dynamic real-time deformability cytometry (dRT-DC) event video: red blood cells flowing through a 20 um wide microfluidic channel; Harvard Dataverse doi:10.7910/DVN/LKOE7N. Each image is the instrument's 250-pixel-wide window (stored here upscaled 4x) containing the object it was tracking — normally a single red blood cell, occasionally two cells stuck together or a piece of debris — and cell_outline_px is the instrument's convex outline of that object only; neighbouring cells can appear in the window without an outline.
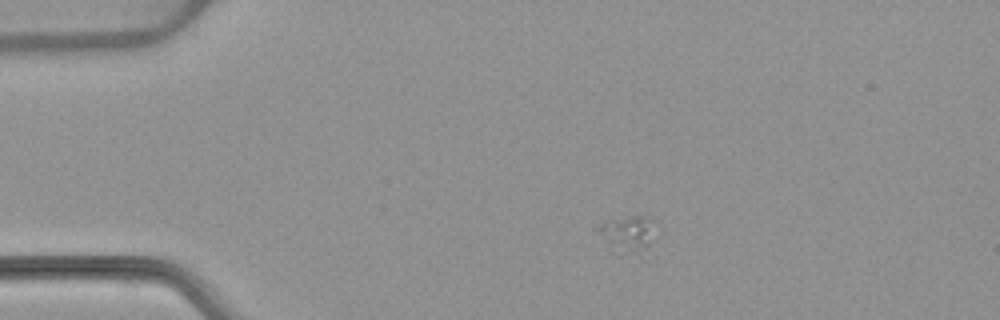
{"species": "common noctule bat (a hibernating species)", "species_latin": "Nyctalus noctula", "temperature_condition": "warm", "stored_images_in_passage": 45, "camera_frame_rate_fps": 3000, "um_per_image_px": 0.085, "animal": {"sex": "female", "body_mass_g": 22.7, "forearm_length_mm": 54.2}, "frame": {"image": 1, "passage_image": 1, "time_ms": 0.0, "image_size_px": [1000, 320], "cell_outline_px": [[656, 220], [644, 260], [620, 256], [612, 252], [592, 228], [604, 220], [632, 216], [652, 216]], "centroid_in_image_um": [53.31, 20.0], "position_along_channel_um": 31.7, "area_um2": 13.87}}
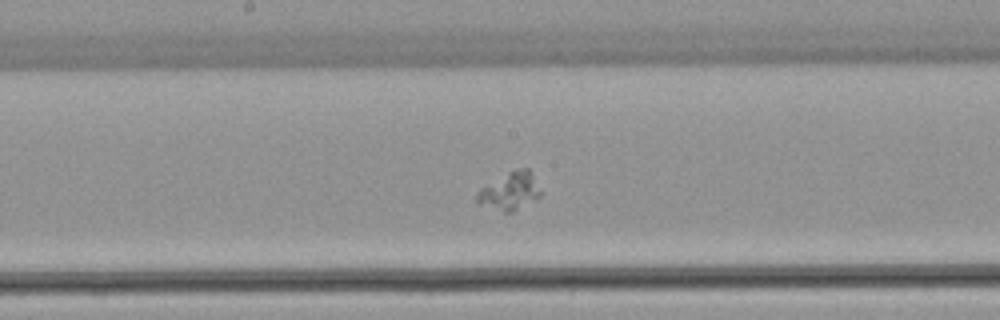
{"frame": {"image": 2, "passage_image": 19, "time_ms": 6.0, "image_size_px": [1000, 320], "cell_outline_px": [[540, 196], [536, 200], [512, 212], [504, 212], [476, 204], [476, 196], [480, 188], [508, 172], [520, 168], [528, 168], [532, 172], [540, 192]], "centroid_in_image_um": [43.32, 16.27], "position_along_channel_um": 204.9, "area_um2": 13.93}}
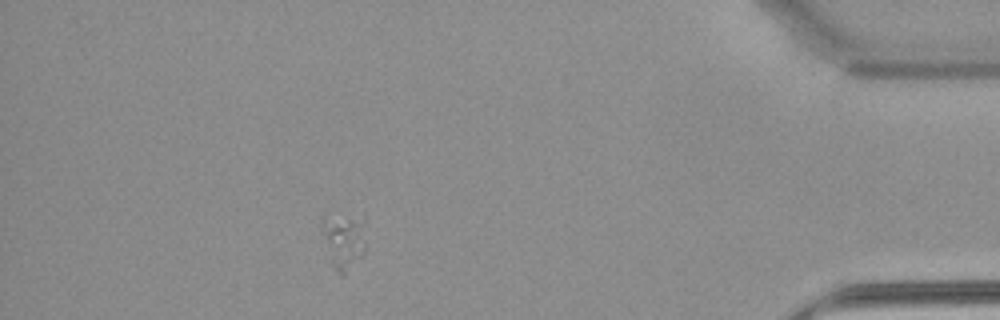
{"frame": {"image": 3, "passage_image": 39, "time_ms": 12.667, "image_size_px": [1000, 320], "cell_outline_px": [[364, 252], [344, 276], [340, 276], [332, 268], [320, 216], [324, 212], [364, 216]], "centroid_in_image_um": [29.2, 20.38], "position_along_channel_um": 406.0, "area_um2": 14.8}}